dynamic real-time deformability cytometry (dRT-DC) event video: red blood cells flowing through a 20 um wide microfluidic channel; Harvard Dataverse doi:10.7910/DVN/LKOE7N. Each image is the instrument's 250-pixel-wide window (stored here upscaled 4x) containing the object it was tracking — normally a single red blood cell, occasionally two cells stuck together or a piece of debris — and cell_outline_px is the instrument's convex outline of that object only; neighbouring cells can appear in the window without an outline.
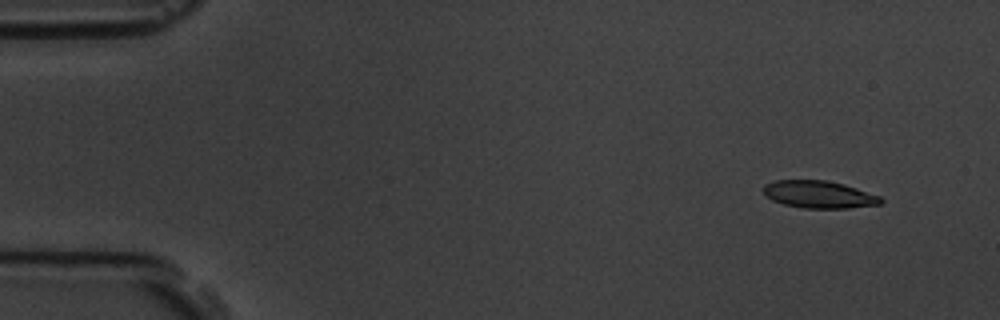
{"species": "common noctule bat (a hibernating species)", "species_latin": "Nyctalus noctula", "temperature_condition": "room temperature", "stored_images_in_passage": 5, "segment_of_instrument_passage": [2, 2], "camera_frame_rate_fps": 3000, "um_per_image_px": 0.085, "animal": {"sex": "male", "body_mass_g": 19.5, "forearm_length_mm": 54.6}, "frame": {"image": 1, "passage_image": 5, "time_ms": 5.333, "image_size_px": [1000, 320], "cell_outline_px": [[884, 200], [880, 204], [848, 208], [804, 208], [784, 204], [772, 200], [764, 196], [764, 184], [776, 180], [828, 180], [844, 184], [880, 196]], "centroid_in_image_um": [69.6, 16.52], "position_along_channel_um": 15.4, "area_um2": 18.73}}